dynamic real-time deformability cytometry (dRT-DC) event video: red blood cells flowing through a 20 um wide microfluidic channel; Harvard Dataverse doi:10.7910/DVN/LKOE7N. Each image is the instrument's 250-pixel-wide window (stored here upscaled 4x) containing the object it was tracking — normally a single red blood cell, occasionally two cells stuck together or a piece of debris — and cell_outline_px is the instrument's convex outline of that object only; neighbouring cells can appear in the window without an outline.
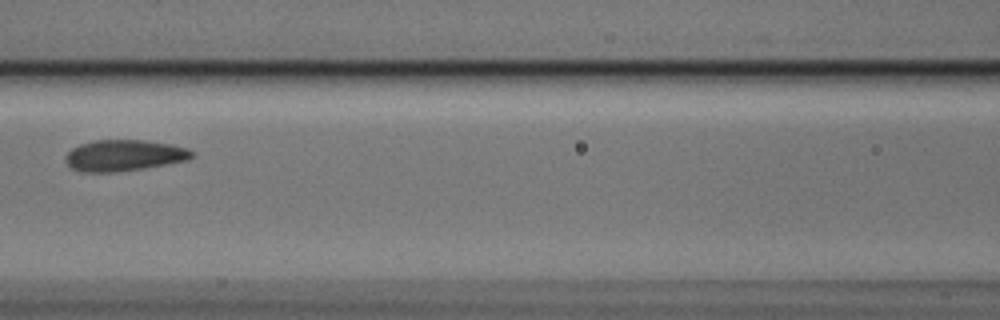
{"species": "Egyptian fruit bat (a non-hibernating species)", "species_latin": "Rousettus aegyptiacus", "temperature_condition": "cold", "stored_images_in_passage": 9, "camera_frame_rate_fps": 3000, "um_per_image_px": 0.085, "animal": {"sex": "male"}, "frame": {"image": 1, "passage_image": 6, "time_ms": 1.667, "image_size_px": [1000, 320], "cell_outline_px": [[196, 152], [188, 160], [144, 168], [112, 172], [84, 172], [72, 168], [68, 164], [64, 156], [72, 148], [80, 144], [96, 140], [144, 140], [172, 144], [188, 148]], "centroid_in_image_um": [10.57, 13.2], "position_along_channel_um": 156.0, "area_um2": 22.95}}
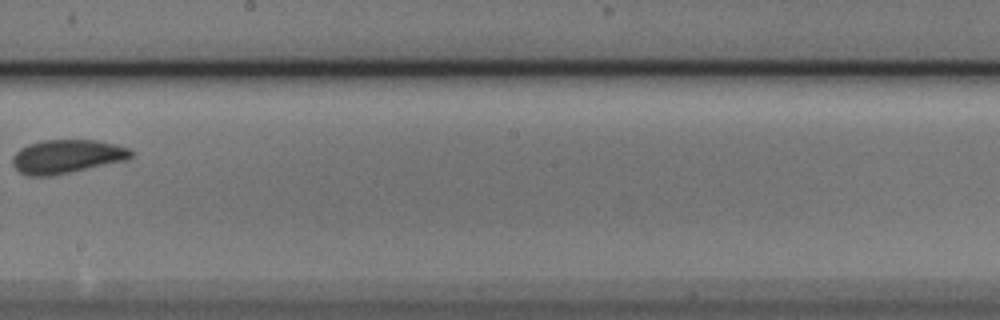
{"frame": {"image": 2, "passage_image": 8, "time_ms": 2.333, "image_size_px": [1000, 320], "cell_outline_px": [[132, 156], [124, 160], [52, 176], [28, 176], [20, 172], [12, 164], [12, 156], [20, 148], [28, 144], [44, 140], [96, 140], [116, 144], [128, 148], [132, 152]], "centroid_in_image_um": [5.63, 13.29], "position_along_channel_um": 242.6, "area_um2": 23.06}}
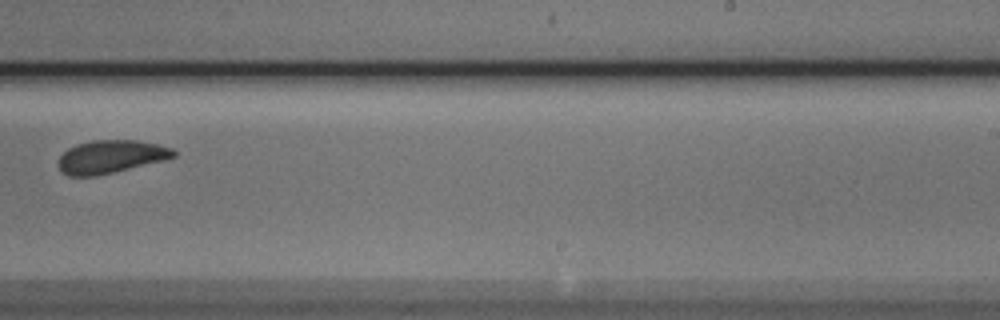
{"frame": {"image": 3, "passage_image": 9, "time_ms": 2.667, "image_size_px": [1000, 320], "cell_outline_px": [[176, 156], [164, 160], [96, 176], [68, 176], [60, 172], [56, 164], [60, 156], [68, 148], [76, 144], [92, 140], [136, 140], [156, 144], [172, 148], [176, 152]], "centroid_in_image_um": [9.36, 13.32], "position_along_channel_um": 279.6, "area_um2": 22.25}}